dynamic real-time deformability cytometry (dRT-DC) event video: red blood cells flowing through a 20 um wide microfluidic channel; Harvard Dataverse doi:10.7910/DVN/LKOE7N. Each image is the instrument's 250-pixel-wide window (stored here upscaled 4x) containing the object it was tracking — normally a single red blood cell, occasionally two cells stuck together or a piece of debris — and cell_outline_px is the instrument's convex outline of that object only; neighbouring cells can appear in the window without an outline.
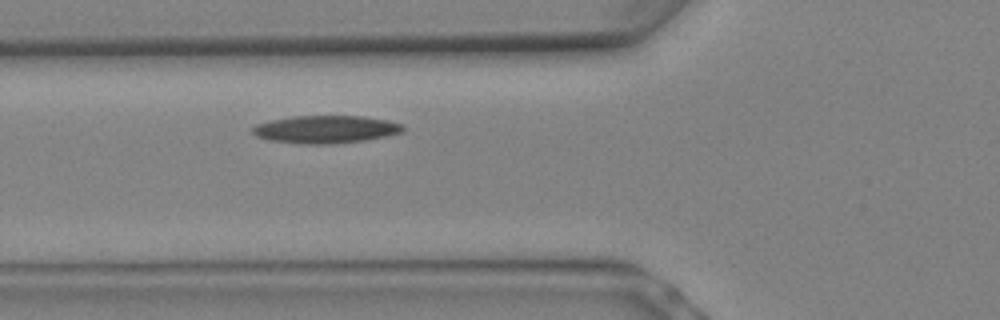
{"species": "Egyptian fruit bat (a non-hibernating species)", "species_latin": "Rousettus aegyptiacus", "temperature_condition": "warm", "stored_images_in_passage": 2, "camera_frame_rate_fps": 3000, "um_per_image_px": 0.085, "animal": {"sex": "female"}, "frame": {"image": 1, "passage_image": 2, "time_ms": 0.333, "image_size_px": [1000, 320], "cell_outline_px": [[404, 132], [364, 140], [332, 144], [300, 144], [268, 140], [256, 136], [252, 132], [252, 128], [256, 124], [272, 120], [292, 116], [364, 116], [388, 120], [404, 124]], "centroid_in_image_um": [27.69, 10.99], "position_along_channel_um": 98.1, "area_um2": 24.39}}